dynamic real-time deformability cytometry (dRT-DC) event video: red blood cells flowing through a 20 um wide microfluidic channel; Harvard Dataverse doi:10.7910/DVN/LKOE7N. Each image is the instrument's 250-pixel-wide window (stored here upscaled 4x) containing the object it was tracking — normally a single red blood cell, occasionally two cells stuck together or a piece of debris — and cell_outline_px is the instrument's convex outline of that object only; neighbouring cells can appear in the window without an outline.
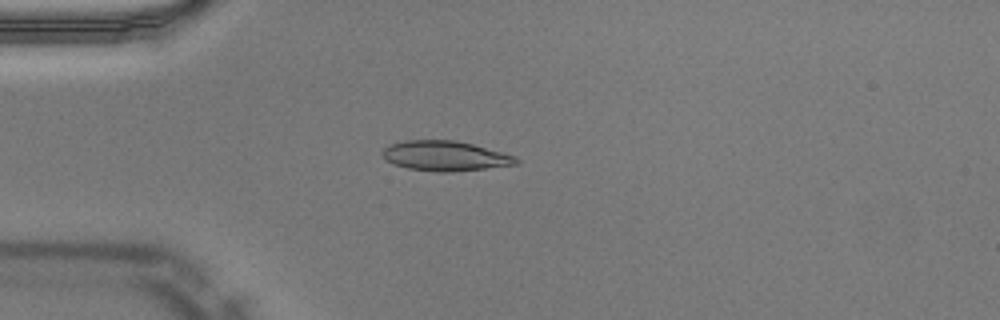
{"species": "Egyptian fruit bat (a non-hibernating species)", "species_latin": "Rousettus aegyptiacus", "temperature_condition": "warm", "stored_images_in_passage": 41, "camera_frame_rate_fps": 3000, "um_per_image_px": 0.085, "animal": {"sex": "male"}, "frame": {"image": 1, "passage_image": 4, "time_ms": 1.0, "image_size_px": [1000, 320], "cell_outline_px": [[520, 160], [516, 164], [452, 172], [436, 172], [408, 168], [392, 164], [380, 152], [388, 144], [404, 140], [456, 140], [472, 144], [516, 156]], "centroid_in_image_um": [37.8, 13.24], "position_along_channel_um": 47.2, "area_um2": 23.29}}
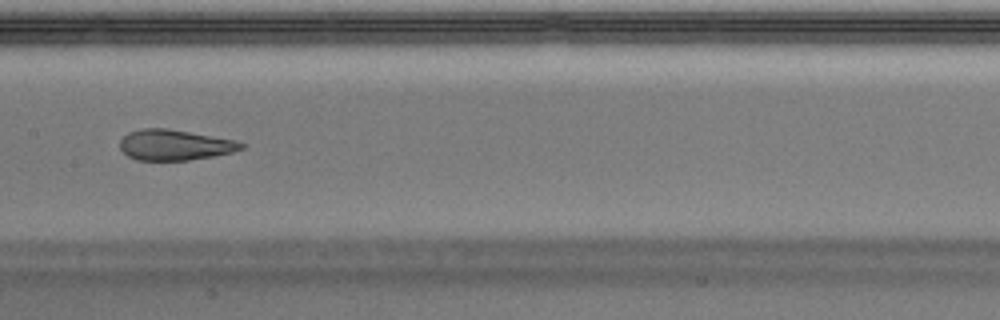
{"frame": {"image": 2, "passage_image": 16, "time_ms": 5.0, "image_size_px": [1000, 320], "cell_outline_px": [[248, 144], [244, 148], [232, 152], [212, 156], [188, 160], [136, 160], [128, 156], [120, 148], [120, 140], [128, 132], [144, 128], [168, 128], [236, 140]], "centroid_in_image_um": [14.87, 12.31], "position_along_channel_um": 192.5, "area_um2": 21.68}}
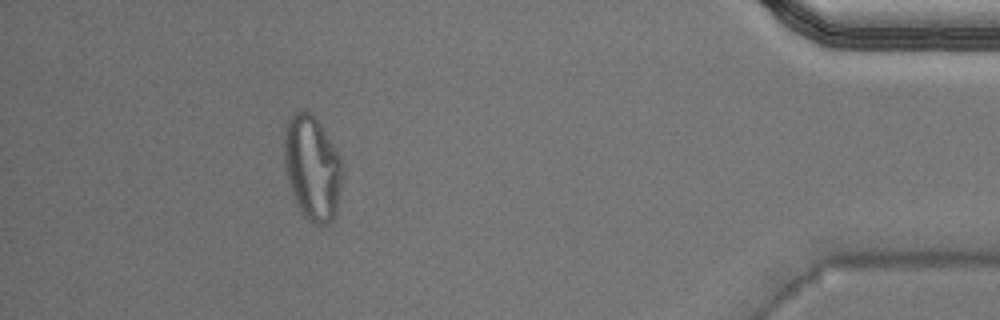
{"frame": {"image": 3, "passage_image": 36, "time_ms": 11.667, "image_size_px": [1000, 320], "cell_outline_px": [[340, 188], [336, 212], [332, 220], [328, 224], [316, 224], [304, 216], [300, 212], [292, 192], [288, 180], [284, 164], [284, 128], [288, 120], [300, 108], [304, 108], [316, 120], [332, 144], [340, 160]], "centroid_in_image_um": [26.49, 14.27], "position_along_channel_um": 408.7, "area_um2": 34.62}, "authors_computed_cell_mechanics": {"area_um2": 23.409, "velocity_mm_per_s": 4.0081, "shape_relaxation_time_tau1_ms": null, "shape_relaxation_time_tau2_ms": 1.2704, "deformation_change_tau1": null, "deformation_change_tau2": 0.0795}}